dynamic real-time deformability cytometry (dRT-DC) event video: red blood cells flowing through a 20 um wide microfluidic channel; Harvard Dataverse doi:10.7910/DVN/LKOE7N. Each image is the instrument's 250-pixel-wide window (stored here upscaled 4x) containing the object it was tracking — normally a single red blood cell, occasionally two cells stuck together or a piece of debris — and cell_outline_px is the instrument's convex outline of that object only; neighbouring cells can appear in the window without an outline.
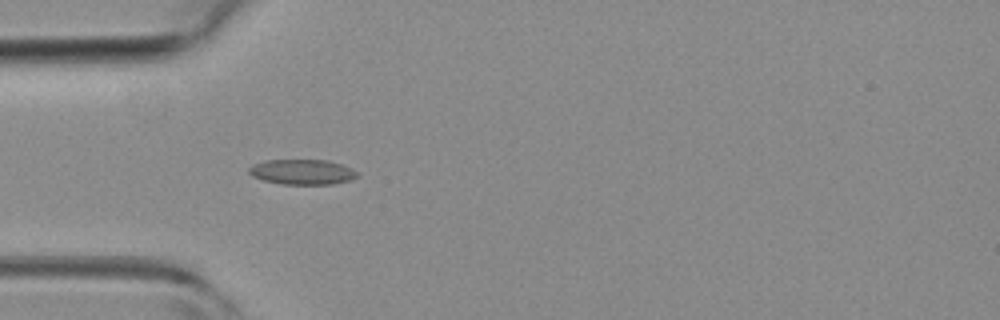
{"species": "common noctule bat (a hibernating species)", "species_latin": "Nyctalus noctula", "temperature_condition": "room temperature", "stored_images_in_passage": 1, "camera_frame_rate_fps": 3000, "um_per_image_px": 0.085, "animal": {"sex": "female", "body_mass_g": 19.3, "forearm_length_mm": 54.1}, "frame": {"image": 1, "passage_image": 1, "time_ms": 0.0, "image_size_px": [1000, 320], "cell_outline_px": [[360, 176], [352, 180], [332, 184], [280, 184], [264, 180], [252, 176], [248, 172], [248, 168], [252, 164], [268, 160], [328, 160], [352, 168]], "centroid_in_image_um": [25.7, 14.62], "position_along_channel_um": 59.3, "area_um2": 15.95}}